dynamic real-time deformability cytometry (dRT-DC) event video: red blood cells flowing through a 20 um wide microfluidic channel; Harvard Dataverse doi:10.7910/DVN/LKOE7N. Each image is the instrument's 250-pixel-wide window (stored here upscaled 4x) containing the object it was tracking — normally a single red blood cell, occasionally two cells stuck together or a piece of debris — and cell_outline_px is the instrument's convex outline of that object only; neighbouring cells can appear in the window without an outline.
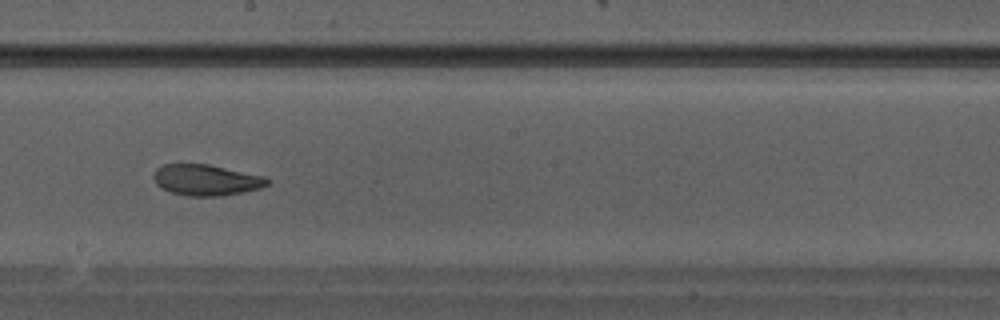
{"species": "Egyptian fruit bat (a non-hibernating species)", "species_latin": "Rousettus aegyptiacus", "temperature_condition": "warm", "stored_images_in_passage": 28, "camera_frame_rate_fps": 3000, "um_per_image_px": 0.085, "animal": {"sex": "male"}, "frame": {"image": 1, "passage_image": 13, "time_ms": 4.0, "image_size_px": [1000, 320], "cell_outline_px": [[272, 180], [268, 184], [260, 188], [220, 196], [188, 196], [172, 192], [160, 188], [156, 184], [152, 176], [156, 168], [164, 164], [208, 164], [264, 176]], "centroid_in_image_um": [17.5, 15.29], "position_along_channel_um": 230.7, "area_um2": 20.52}}